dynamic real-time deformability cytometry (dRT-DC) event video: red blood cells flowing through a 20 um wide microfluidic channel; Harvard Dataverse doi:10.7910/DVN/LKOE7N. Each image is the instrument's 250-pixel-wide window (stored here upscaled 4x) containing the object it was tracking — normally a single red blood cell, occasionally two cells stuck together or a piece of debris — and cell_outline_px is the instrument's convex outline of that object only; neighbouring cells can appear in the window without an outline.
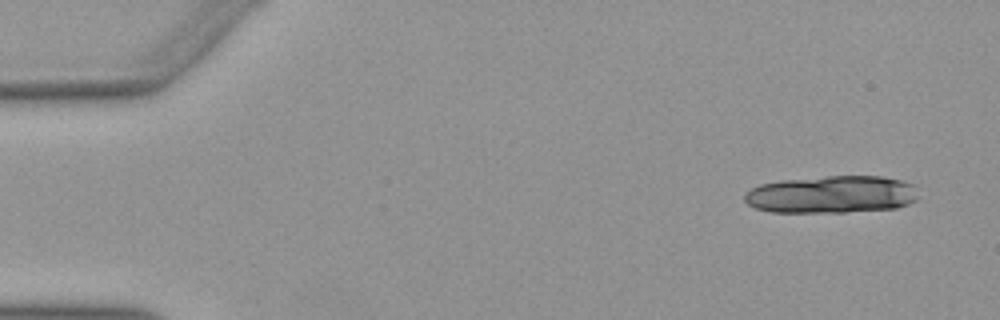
{"species": "Egyptian fruit bat (a non-hibernating species)", "species_latin": "Rousettus aegyptiacus", "temperature_condition": "warm", "stored_images_in_passage": 17, "camera_frame_rate_fps": 3000, "um_per_image_px": 0.085, "animal": {"sex": "female"}, "frame": {"image": 1, "passage_image": 1, "time_ms": 0.0, "image_size_px": [1000, 320], "cell_outline_px": [[920, 196], [916, 200], [908, 204], [896, 208], [844, 212], [772, 212], [756, 208], [748, 204], [744, 200], [744, 192], [760, 184], [780, 180], [828, 176], [880, 176], [904, 180], [916, 184]], "centroid_in_image_um": [70.74, 16.52], "position_along_channel_um": 14.3, "area_um2": 38.44}}